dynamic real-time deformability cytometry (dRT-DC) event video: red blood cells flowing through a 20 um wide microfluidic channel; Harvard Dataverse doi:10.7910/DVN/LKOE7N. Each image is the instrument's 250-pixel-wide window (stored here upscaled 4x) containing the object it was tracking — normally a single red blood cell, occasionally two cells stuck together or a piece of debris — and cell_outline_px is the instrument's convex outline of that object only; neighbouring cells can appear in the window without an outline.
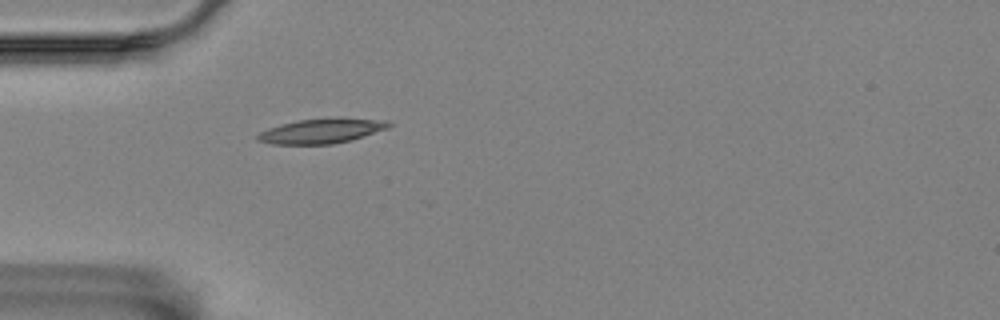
{"species": "Egyptian fruit bat (a non-hibernating species)", "species_latin": "Rousettus aegyptiacus", "temperature_condition": "room temperature", "stored_images_in_passage": 4, "camera_frame_rate_fps": 3000, "um_per_image_px": 0.085, "animal": {"sex": "female"}, "frame": {"image": 1, "passage_image": 4, "time_ms": 1.0, "image_size_px": [1000, 320], "cell_outline_px": [[392, 124], [388, 128], [352, 140], [332, 144], [272, 144], [256, 140], [256, 136], [260, 132], [268, 128], [280, 124], [296, 120], [340, 116], [388, 120]], "centroid_in_image_um": [27.37, 11.1], "position_along_channel_um": 57.6, "area_um2": 19.48}}